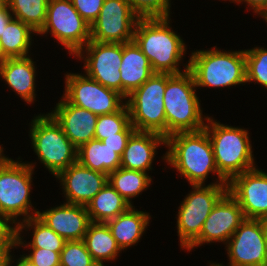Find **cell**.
<instances>
[{
    "label": "cell",
    "instance_id": "1",
    "mask_svg": "<svg viewBox=\"0 0 267 266\" xmlns=\"http://www.w3.org/2000/svg\"><path fill=\"white\" fill-rule=\"evenodd\" d=\"M170 20V17L139 18L133 41L148 58L155 73L181 74L189 69V61L184 64L183 71L179 67L187 48L182 37L170 27Z\"/></svg>",
    "mask_w": 267,
    "mask_h": 266
},
{
    "label": "cell",
    "instance_id": "2",
    "mask_svg": "<svg viewBox=\"0 0 267 266\" xmlns=\"http://www.w3.org/2000/svg\"><path fill=\"white\" fill-rule=\"evenodd\" d=\"M168 149L162 159L192 185H205L209 173L225 180L218 172L210 138L205 129L177 132L166 138Z\"/></svg>",
    "mask_w": 267,
    "mask_h": 266
},
{
    "label": "cell",
    "instance_id": "3",
    "mask_svg": "<svg viewBox=\"0 0 267 266\" xmlns=\"http://www.w3.org/2000/svg\"><path fill=\"white\" fill-rule=\"evenodd\" d=\"M192 73H167L163 102L166 116V138L177 132L199 131L205 128L208 116H203ZM204 117V118H203Z\"/></svg>",
    "mask_w": 267,
    "mask_h": 266
},
{
    "label": "cell",
    "instance_id": "4",
    "mask_svg": "<svg viewBox=\"0 0 267 266\" xmlns=\"http://www.w3.org/2000/svg\"><path fill=\"white\" fill-rule=\"evenodd\" d=\"M206 122L204 129L210 138L216 168L228 183L235 176L256 167L247 129L221 124L211 116Z\"/></svg>",
    "mask_w": 267,
    "mask_h": 266
},
{
    "label": "cell",
    "instance_id": "5",
    "mask_svg": "<svg viewBox=\"0 0 267 266\" xmlns=\"http://www.w3.org/2000/svg\"><path fill=\"white\" fill-rule=\"evenodd\" d=\"M196 50L189 59V71L196 87L226 88L246 82L245 51Z\"/></svg>",
    "mask_w": 267,
    "mask_h": 266
},
{
    "label": "cell",
    "instance_id": "6",
    "mask_svg": "<svg viewBox=\"0 0 267 266\" xmlns=\"http://www.w3.org/2000/svg\"><path fill=\"white\" fill-rule=\"evenodd\" d=\"M5 155L3 151L0 153V213L17 226L21 220L37 216L39 211L32 207L30 200L35 165Z\"/></svg>",
    "mask_w": 267,
    "mask_h": 266
},
{
    "label": "cell",
    "instance_id": "7",
    "mask_svg": "<svg viewBox=\"0 0 267 266\" xmlns=\"http://www.w3.org/2000/svg\"><path fill=\"white\" fill-rule=\"evenodd\" d=\"M29 136L38 160L55 177L77 161V148L49 114L32 119Z\"/></svg>",
    "mask_w": 267,
    "mask_h": 266
},
{
    "label": "cell",
    "instance_id": "8",
    "mask_svg": "<svg viewBox=\"0 0 267 266\" xmlns=\"http://www.w3.org/2000/svg\"><path fill=\"white\" fill-rule=\"evenodd\" d=\"M167 73H154L125 99L130 123L136 131L154 132L166 137L164 92Z\"/></svg>",
    "mask_w": 267,
    "mask_h": 266
},
{
    "label": "cell",
    "instance_id": "9",
    "mask_svg": "<svg viewBox=\"0 0 267 266\" xmlns=\"http://www.w3.org/2000/svg\"><path fill=\"white\" fill-rule=\"evenodd\" d=\"M178 207L177 233L180 247L187 249L199 236L202 226L218 200L228 191L226 180L208 185H192Z\"/></svg>",
    "mask_w": 267,
    "mask_h": 266
},
{
    "label": "cell",
    "instance_id": "10",
    "mask_svg": "<svg viewBox=\"0 0 267 266\" xmlns=\"http://www.w3.org/2000/svg\"><path fill=\"white\" fill-rule=\"evenodd\" d=\"M50 33L75 56L91 38V25L74 8L71 0H49L45 25L37 35Z\"/></svg>",
    "mask_w": 267,
    "mask_h": 266
},
{
    "label": "cell",
    "instance_id": "11",
    "mask_svg": "<svg viewBox=\"0 0 267 266\" xmlns=\"http://www.w3.org/2000/svg\"><path fill=\"white\" fill-rule=\"evenodd\" d=\"M63 97L72 105L95 113L97 116L119 111L125 104V97L119 92L106 88L85 74L65 75Z\"/></svg>",
    "mask_w": 267,
    "mask_h": 266
},
{
    "label": "cell",
    "instance_id": "12",
    "mask_svg": "<svg viewBox=\"0 0 267 266\" xmlns=\"http://www.w3.org/2000/svg\"><path fill=\"white\" fill-rule=\"evenodd\" d=\"M74 57L84 59L86 76L121 94L122 43L90 40Z\"/></svg>",
    "mask_w": 267,
    "mask_h": 266
},
{
    "label": "cell",
    "instance_id": "13",
    "mask_svg": "<svg viewBox=\"0 0 267 266\" xmlns=\"http://www.w3.org/2000/svg\"><path fill=\"white\" fill-rule=\"evenodd\" d=\"M225 247L229 257L227 266H267V242L260 219H245Z\"/></svg>",
    "mask_w": 267,
    "mask_h": 266
},
{
    "label": "cell",
    "instance_id": "14",
    "mask_svg": "<svg viewBox=\"0 0 267 266\" xmlns=\"http://www.w3.org/2000/svg\"><path fill=\"white\" fill-rule=\"evenodd\" d=\"M138 19L127 0H104L97 19L91 24L90 40L104 43L133 41Z\"/></svg>",
    "mask_w": 267,
    "mask_h": 266
},
{
    "label": "cell",
    "instance_id": "15",
    "mask_svg": "<svg viewBox=\"0 0 267 266\" xmlns=\"http://www.w3.org/2000/svg\"><path fill=\"white\" fill-rule=\"evenodd\" d=\"M245 219L238 201L227 191L212 208L200 236L186 250L190 252L195 247L214 242L226 245Z\"/></svg>",
    "mask_w": 267,
    "mask_h": 266
},
{
    "label": "cell",
    "instance_id": "16",
    "mask_svg": "<svg viewBox=\"0 0 267 266\" xmlns=\"http://www.w3.org/2000/svg\"><path fill=\"white\" fill-rule=\"evenodd\" d=\"M228 192L238 201L246 219L267 217V172L254 167L235 176Z\"/></svg>",
    "mask_w": 267,
    "mask_h": 266
},
{
    "label": "cell",
    "instance_id": "17",
    "mask_svg": "<svg viewBox=\"0 0 267 266\" xmlns=\"http://www.w3.org/2000/svg\"><path fill=\"white\" fill-rule=\"evenodd\" d=\"M55 178L60 180L66 203L87 206L106 185L108 175L91 170L76 161Z\"/></svg>",
    "mask_w": 267,
    "mask_h": 266
},
{
    "label": "cell",
    "instance_id": "18",
    "mask_svg": "<svg viewBox=\"0 0 267 266\" xmlns=\"http://www.w3.org/2000/svg\"><path fill=\"white\" fill-rule=\"evenodd\" d=\"M49 114L62 127L65 135L77 149L94 139L99 117L95 113L70 104L62 96L54 110Z\"/></svg>",
    "mask_w": 267,
    "mask_h": 266
},
{
    "label": "cell",
    "instance_id": "19",
    "mask_svg": "<svg viewBox=\"0 0 267 266\" xmlns=\"http://www.w3.org/2000/svg\"><path fill=\"white\" fill-rule=\"evenodd\" d=\"M37 217L66 241L83 240L91 223L86 206L66 202L38 211Z\"/></svg>",
    "mask_w": 267,
    "mask_h": 266
},
{
    "label": "cell",
    "instance_id": "20",
    "mask_svg": "<svg viewBox=\"0 0 267 266\" xmlns=\"http://www.w3.org/2000/svg\"><path fill=\"white\" fill-rule=\"evenodd\" d=\"M166 147V137L154 132L135 131L129 138L121 156L120 167L148 172L160 145Z\"/></svg>",
    "mask_w": 267,
    "mask_h": 266
},
{
    "label": "cell",
    "instance_id": "21",
    "mask_svg": "<svg viewBox=\"0 0 267 266\" xmlns=\"http://www.w3.org/2000/svg\"><path fill=\"white\" fill-rule=\"evenodd\" d=\"M35 62L29 56L7 58L0 66V78L4 80L20 98L27 104H32L36 98Z\"/></svg>",
    "mask_w": 267,
    "mask_h": 266
},
{
    "label": "cell",
    "instance_id": "22",
    "mask_svg": "<svg viewBox=\"0 0 267 266\" xmlns=\"http://www.w3.org/2000/svg\"><path fill=\"white\" fill-rule=\"evenodd\" d=\"M155 72L148 58L134 41L122 43V60L120 64L121 94L126 98L139 88Z\"/></svg>",
    "mask_w": 267,
    "mask_h": 266
},
{
    "label": "cell",
    "instance_id": "23",
    "mask_svg": "<svg viewBox=\"0 0 267 266\" xmlns=\"http://www.w3.org/2000/svg\"><path fill=\"white\" fill-rule=\"evenodd\" d=\"M150 217L148 212L139 211L133 205L106 224L120 249L124 250L139 242L149 226Z\"/></svg>",
    "mask_w": 267,
    "mask_h": 266
},
{
    "label": "cell",
    "instance_id": "24",
    "mask_svg": "<svg viewBox=\"0 0 267 266\" xmlns=\"http://www.w3.org/2000/svg\"><path fill=\"white\" fill-rule=\"evenodd\" d=\"M93 260L100 266L114 261L122 250L106 223L91 222L83 238Z\"/></svg>",
    "mask_w": 267,
    "mask_h": 266
},
{
    "label": "cell",
    "instance_id": "25",
    "mask_svg": "<svg viewBox=\"0 0 267 266\" xmlns=\"http://www.w3.org/2000/svg\"><path fill=\"white\" fill-rule=\"evenodd\" d=\"M132 205L109 182L91 199L86 209L91 222L106 223L126 212Z\"/></svg>",
    "mask_w": 267,
    "mask_h": 266
},
{
    "label": "cell",
    "instance_id": "26",
    "mask_svg": "<svg viewBox=\"0 0 267 266\" xmlns=\"http://www.w3.org/2000/svg\"><path fill=\"white\" fill-rule=\"evenodd\" d=\"M77 161L91 170L108 175L120 168L121 156L94 138L77 149Z\"/></svg>",
    "mask_w": 267,
    "mask_h": 266
},
{
    "label": "cell",
    "instance_id": "27",
    "mask_svg": "<svg viewBox=\"0 0 267 266\" xmlns=\"http://www.w3.org/2000/svg\"><path fill=\"white\" fill-rule=\"evenodd\" d=\"M23 229L26 231L32 229L33 231L32 240H30L31 242H28V244L22 239L23 236L21 233L23 232ZM65 242L66 240L64 238L43 223L37 216L20 221L17 224L16 247L43 248L54 252H61Z\"/></svg>",
    "mask_w": 267,
    "mask_h": 266
},
{
    "label": "cell",
    "instance_id": "28",
    "mask_svg": "<svg viewBox=\"0 0 267 266\" xmlns=\"http://www.w3.org/2000/svg\"><path fill=\"white\" fill-rule=\"evenodd\" d=\"M35 32L29 25L19 19L13 18L4 27L0 37L1 49L6 58H16L29 56L32 46V37Z\"/></svg>",
    "mask_w": 267,
    "mask_h": 266
},
{
    "label": "cell",
    "instance_id": "29",
    "mask_svg": "<svg viewBox=\"0 0 267 266\" xmlns=\"http://www.w3.org/2000/svg\"><path fill=\"white\" fill-rule=\"evenodd\" d=\"M149 172L130 170L123 167L108 174L110 185L124 198L130 205L132 199L138 197L151 185L152 177Z\"/></svg>",
    "mask_w": 267,
    "mask_h": 266
},
{
    "label": "cell",
    "instance_id": "30",
    "mask_svg": "<svg viewBox=\"0 0 267 266\" xmlns=\"http://www.w3.org/2000/svg\"><path fill=\"white\" fill-rule=\"evenodd\" d=\"M49 0H8L14 18L39 32L45 25Z\"/></svg>",
    "mask_w": 267,
    "mask_h": 266
},
{
    "label": "cell",
    "instance_id": "31",
    "mask_svg": "<svg viewBox=\"0 0 267 266\" xmlns=\"http://www.w3.org/2000/svg\"><path fill=\"white\" fill-rule=\"evenodd\" d=\"M135 131L136 129L130 123V113L125 104L115 113L98 117L94 138L101 141L106 137L118 136V133H134Z\"/></svg>",
    "mask_w": 267,
    "mask_h": 266
},
{
    "label": "cell",
    "instance_id": "32",
    "mask_svg": "<svg viewBox=\"0 0 267 266\" xmlns=\"http://www.w3.org/2000/svg\"><path fill=\"white\" fill-rule=\"evenodd\" d=\"M245 51L246 82H255L267 89V49L255 47Z\"/></svg>",
    "mask_w": 267,
    "mask_h": 266
},
{
    "label": "cell",
    "instance_id": "33",
    "mask_svg": "<svg viewBox=\"0 0 267 266\" xmlns=\"http://www.w3.org/2000/svg\"><path fill=\"white\" fill-rule=\"evenodd\" d=\"M60 266H98L83 240L66 241L60 252Z\"/></svg>",
    "mask_w": 267,
    "mask_h": 266
},
{
    "label": "cell",
    "instance_id": "34",
    "mask_svg": "<svg viewBox=\"0 0 267 266\" xmlns=\"http://www.w3.org/2000/svg\"><path fill=\"white\" fill-rule=\"evenodd\" d=\"M139 18H169L171 0H127Z\"/></svg>",
    "mask_w": 267,
    "mask_h": 266
},
{
    "label": "cell",
    "instance_id": "35",
    "mask_svg": "<svg viewBox=\"0 0 267 266\" xmlns=\"http://www.w3.org/2000/svg\"><path fill=\"white\" fill-rule=\"evenodd\" d=\"M71 1L77 12L90 25L97 19L104 3V0H71Z\"/></svg>",
    "mask_w": 267,
    "mask_h": 266
},
{
    "label": "cell",
    "instance_id": "36",
    "mask_svg": "<svg viewBox=\"0 0 267 266\" xmlns=\"http://www.w3.org/2000/svg\"><path fill=\"white\" fill-rule=\"evenodd\" d=\"M13 224L7 216L0 213V249H17V226Z\"/></svg>",
    "mask_w": 267,
    "mask_h": 266
},
{
    "label": "cell",
    "instance_id": "37",
    "mask_svg": "<svg viewBox=\"0 0 267 266\" xmlns=\"http://www.w3.org/2000/svg\"><path fill=\"white\" fill-rule=\"evenodd\" d=\"M30 254H24L36 266H60V252L47 249L29 248Z\"/></svg>",
    "mask_w": 267,
    "mask_h": 266
},
{
    "label": "cell",
    "instance_id": "38",
    "mask_svg": "<svg viewBox=\"0 0 267 266\" xmlns=\"http://www.w3.org/2000/svg\"><path fill=\"white\" fill-rule=\"evenodd\" d=\"M132 134L133 133H118V136L106 137L101 141L122 156L127 142Z\"/></svg>",
    "mask_w": 267,
    "mask_h": 266
},
{
    "label": "cell",
    "instance_id": "39",
    "mask_svg": "<svg viewBox=\"0 0 267 266\" xmlns=\"http://www.w3.org/2000/svg\"><path fill=\"white\" fill-rule=\"evenodd\" d=\"M231 2L237 4L246 3L254 14L260 15L259 17L267 15V0H231Z\"/></svg>",
    "mask_w": 267,
    "mask_h": 266
},
{
    "label": "cell",
    "instance_id": "40",
    "mask_svg": "<svg viewBox=\"0 0 267 266\" xmlns=\"http://www.w3.org/2000/svg\"><path fill=\"white\" fill-rule=\"evenodd\" d=\"M13 18L14 16L10 11L9 6L6 9L0 11V37L2 36L4 27L8 25Z\"/></svg>",
    "mask_w": 267,
    "mask_h": 266
},
{
    "label": "cell",
    "instance_id": "41",
    "mask_svg": "<svg viewBox=\"0 0 267 266\" xmlns=\"http://www.w3.org/2000/svg\"><path fill=\"white\" fill-rule=\"evenodd\" d=\"M11 249H0V266H13L15 262Z\"/></svg>",
    "mask_w": 267,
    "mask_h": 266
},
{
    "label": "cell",
    "instance_id": "42",
    "mask_svg": "<svg viewBox=\"0 0 267 266\" xmlns=\"http://www.w3.org/2000/svg\"><path fill=\"white\" fill-rule=\"evenodd\" d=\"M21 257L17 260L14 264L15 266H36L28 257H26L24 254L20 255Z\"/></svg>",
    "mask_w": 267,
    "mask_h": 266
},
{
    "label": "cell",
    "instance_id": "43",
    "mask_svg": "<svg viewBox=\"0 0 267 266\" xmlns=\"http://www.w3.org/2000/svg\"><path fill=\"white\" fill-rule=\"evenodd\" d=\"M260 220H261V224L263 226L264 237H265V240L267 242V217H264Z\"/></svg>",
    "mask_w": 267,
    "mask_h": 266
},
{
    "label": "cell",
    "instance_id": "44",
    "mask_svg": "<svg viewBox=\"0 0 267 266\" xmlns=\"http://www.w3.org/2000/svg\"><path fill=\"white\" fill-rule=\"evenodd\" d=\"M8 7V0H0V11Z\"/></svg>",
    "mask_w": 267,
    "mask_h": 266
},
{
    "label": "cell",
    "instance_id": "45",
    "mask_svg": "<svg viewBox=\"0 0 267 266\" xmlns=\"http://www.w3.org/2000/svg\"><path fill=\"white\" fill-rule=\"evenodd\" d=\"M7 58L5 57L2 49H1V45H0V66L1 64L6 60Z\"/></svg>",
    "mask_w": 267,
    "mask_h": 266
},
{
    "label": "cell",
    "instance_id": "46",
    "mask_svg": "<svg viewBox=\"0 0 267 266\" xmlns=\"http://www.w3.org/2000/svg\"><path fill=\"white\" fill-rule=\"evenodd\" d=\"M267 22V15L262 17Z\"/></svg>",
    "mask_w": 267,
    "mask_h": 266
},
{
    "label": "cell",
    "instance_id": "47",
    "mask_svg": "<svg viewBox=\"0 0 267 266\" xmlns=\"http://www.w3.org/2000/svg\"><path fill=\"white\" fill-rule=\"evenodd\" d=\"M2 151H4V150H3V147H1V145H0V153H1Z\"/></svg>",
    "mask_w": 267,
    "mask_h": 266
}]
</instances>
